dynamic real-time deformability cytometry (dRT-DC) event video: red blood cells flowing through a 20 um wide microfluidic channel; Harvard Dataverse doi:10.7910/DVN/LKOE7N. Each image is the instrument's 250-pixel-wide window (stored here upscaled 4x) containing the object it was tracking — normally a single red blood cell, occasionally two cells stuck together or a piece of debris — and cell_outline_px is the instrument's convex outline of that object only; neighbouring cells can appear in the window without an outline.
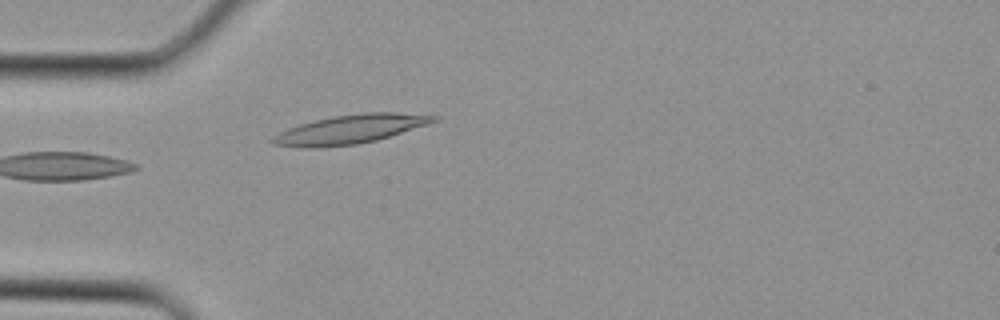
{"species": "Egyptian fruit bat (a non-hibernating species)", "species_latin": "Rousettus aegyptiacus", "temperature_condition": "cold", "stored_images_in_passage": 3, "camera_frame_rate_fps": 3000, "um_per_image_px": 0.085, "animal": {"sex": "female"}, "frame": {"image": 1, "passage_image": 3, "time_ms": 0.667, "image_size_px": [1000, 320], "cell_outline_px": [[440, 120], [428, 124], [376, 140], [356, 144], [308, 148], [304, 148], [272, 144], [268, 140], [272, 136], [288, 128], [300, 124], [332, 116], [364, 112], [396, 112], [440, 116]], "centroid_in_image_um": [29.76, 10.98], "position_along_channel_um": 55.2, "area_um2": 27.05}}